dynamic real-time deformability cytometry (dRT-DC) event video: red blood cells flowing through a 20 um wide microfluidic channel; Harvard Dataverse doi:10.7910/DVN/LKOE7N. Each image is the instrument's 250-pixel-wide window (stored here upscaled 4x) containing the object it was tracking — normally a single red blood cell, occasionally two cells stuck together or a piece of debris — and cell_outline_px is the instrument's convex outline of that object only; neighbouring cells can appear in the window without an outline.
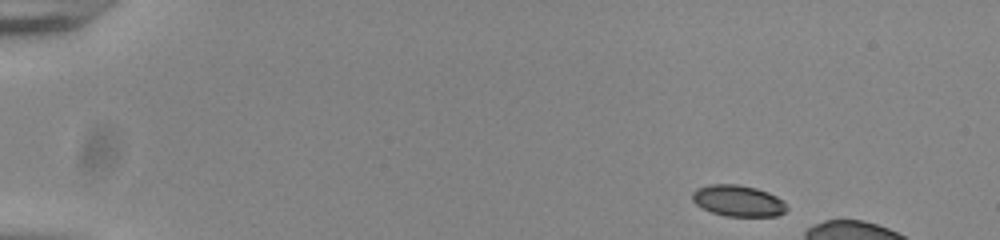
{"species": "common noctule bat (a hibernating species)", "species_latin": "Nyctalus noctula", "temperature_condition": "room temperature", "stored_images_in_passage": 10, "camera_frame_rate_fps": 3000, "um_per_image_px": 0.085, "animal": {"sex": "male", "body_mass_g": 20.0, "forearm_length_mm": 53.3}, "frame": {"image": 1, "passage_image": 1, "time_ms": 0.0, "image_size_px": [1000, 240], "cell_outline_px": [[788, 208], [784, 212], [776, 216], [724, 216], [712, 212], [696, 204], [692, 200], [692, 192], [696, 188], [708, 184], [736, 184], [756, 188], [768, 192], [784, 200]], "centroid_in_image_um": [62.74, 17.06], "position_along_channel_um": 22.3, "area_um2": 17.28}}